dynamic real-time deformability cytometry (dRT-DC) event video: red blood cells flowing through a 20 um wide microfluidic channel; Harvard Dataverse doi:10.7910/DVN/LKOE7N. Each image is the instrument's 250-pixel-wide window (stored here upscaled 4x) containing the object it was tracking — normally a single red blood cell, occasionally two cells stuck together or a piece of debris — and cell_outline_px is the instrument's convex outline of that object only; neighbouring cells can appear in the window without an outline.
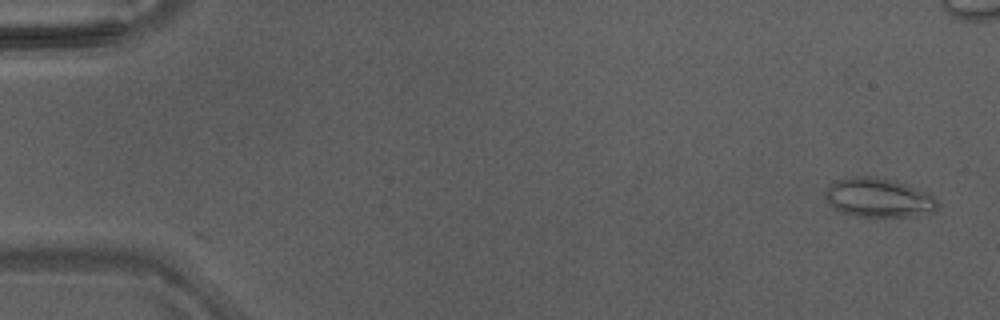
{"species": "Egyptian fruit bat (a non-hibernating species)", "species_latin": "Rousettus aegyptiacus", "temperature_condition": "warm", "stored_images_in_passage": 47, "camera_frame_rate_fps": 3000, "um_per_image_px": 0.085, "animal": {"sex": "male"}, "frame": {"image": 1, "passage_image": 2, "time_ms": 0.333, "image_size_px": [1000, 320], "cell_outline_px": [[940, 204], [932, 212], [912, 216], [856, 216], [840, 212], [832, 208], [824, 200], [824, 192], [832, 184], [840, 180], [856, 176], [868, 176], [888, 180], [904, 184], [924, 192], [932, 196]], "centroid_in_image_um": [74.62, 16.83], "position_along_channel_um": 10.4, "area_um2": 25.09}}
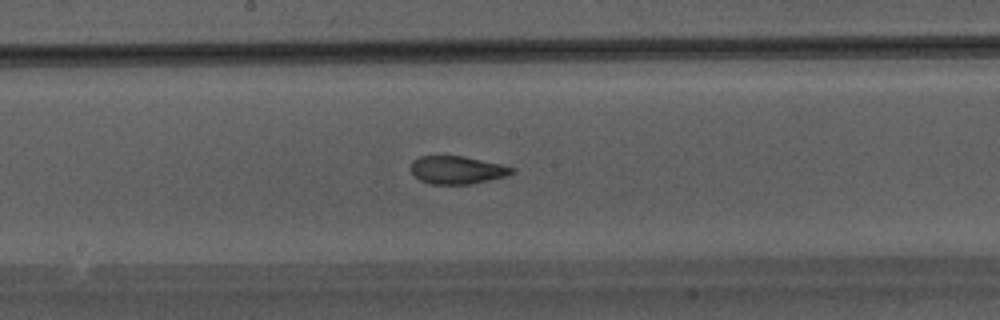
{"frame": {"image": 2, "passage_image": 25, "time_ms": 8.0, "image_size_px": [1000, 320], "cell_outline_px": [[516, 172], [508, 176], [472, 184], [428, 184], [420, 180], [412, 172], [412, 160], [420, 156], [464, 156], [500, 164], [516, 168]], "centroid_in_image_um": [38.9, 14.45], "position_along_channel_um": 209.3, "area_um2": 16.53}}
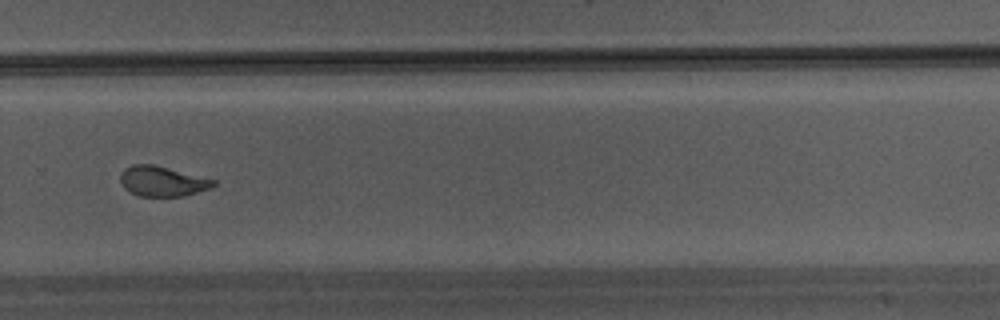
{"frame": {"image": 3, "passage_image": 32, "time_ms": 10.333, "image_size_px": [1000, 320], "cell_outline_px": [[216, 184], [212, 188], [184, 196], [140, 196], [124, 188], [120, 180], [120, 172], [124, 168], [132, 164], [152, 164], [216, 180]], "centroid_in_image_um": [13.79, 15.4], "position_along_channel_um": 316.0, "area_um2": 16.3}}